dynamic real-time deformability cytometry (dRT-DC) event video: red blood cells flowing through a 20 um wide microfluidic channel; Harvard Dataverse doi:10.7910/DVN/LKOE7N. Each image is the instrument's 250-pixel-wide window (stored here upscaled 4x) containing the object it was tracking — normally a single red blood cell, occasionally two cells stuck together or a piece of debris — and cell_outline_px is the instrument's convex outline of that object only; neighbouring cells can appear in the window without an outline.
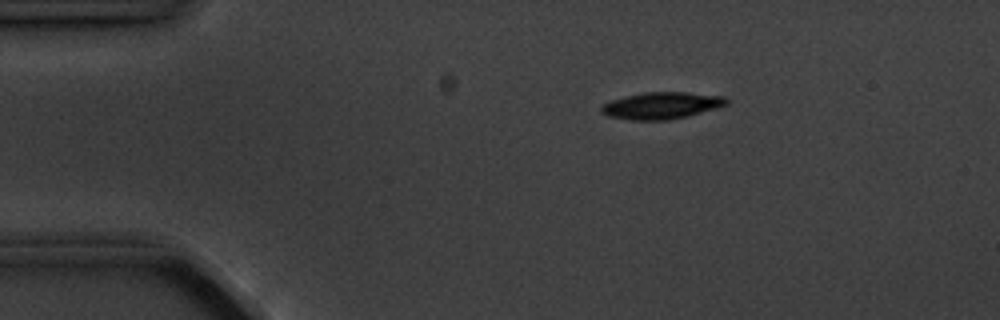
{"species": "common noctule bat (a hibernating species)", "species_latin": "Nyctalus noctula", "temperature_condition": "cold", "stored_images_in_passage": 5, "camera_frame_rate_fps": 3000, "um_per_image_px": 0.085, "animal": {"sex": "male", "body_mass_g": 20.1, "forearm_length_mm": 53.5}, "frame": {"image": 1, "passage_image": 2, "time_ms": 1.0, "image_size_px": [1000, 320], "cell_outline_px": [[728, 104], [716, 108], [688, 116], [668, 120], [632, 120], [608, 116], [600, 112], [600, 108], [604, 104], [612, 100], [644, 92], [688, 92], [724, 96], [728, 100]], "centroid_in_image_um": [56.25, 8.97], "position_along_channel_um": 28.7, "area_um2": 19.48}}